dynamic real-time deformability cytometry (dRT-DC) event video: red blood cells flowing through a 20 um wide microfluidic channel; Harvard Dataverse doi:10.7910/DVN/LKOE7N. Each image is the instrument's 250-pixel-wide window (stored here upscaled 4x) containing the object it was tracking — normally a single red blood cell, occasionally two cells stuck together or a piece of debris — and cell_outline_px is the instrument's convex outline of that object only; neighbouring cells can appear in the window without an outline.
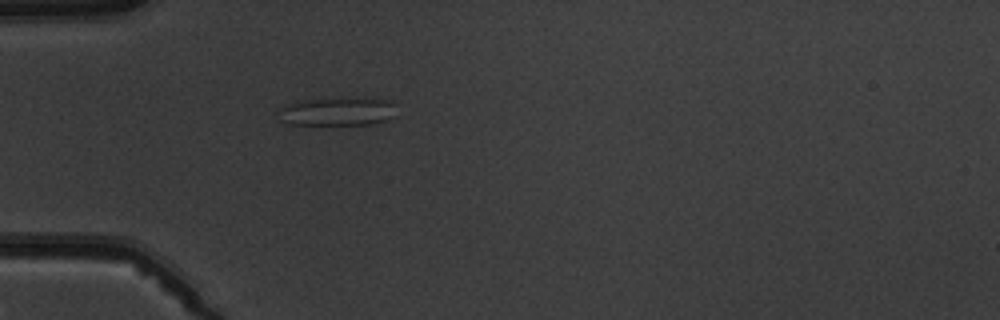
{"species": "common noctule bat (a hibernating species)", "species_latin": "Nyctalus noctula", "temperature_condition": "warm", "stored_images_in_passage": 6, "camera_frame_rate_fps": 3000, "um_per_image_px": 0.085, "animal": {"sex": "male", "body_mass_g": 19.5, "forearm_length_mm": 54.6}, "frame": {"image": 1, "passage_image": 6, "time_ms": 6.667, "image_size_px": [1000, 320], "cell_outline_px": [[396, 116], [384, 120], [368, 124], [288, 124], [276, 112], [280, 108], [288, 104], [308, 100], [396, 100]], "centroid_in_image_um": [28.73, 9.51], "position_along_channel_um": 56.3, "area_um2": 18.61}}